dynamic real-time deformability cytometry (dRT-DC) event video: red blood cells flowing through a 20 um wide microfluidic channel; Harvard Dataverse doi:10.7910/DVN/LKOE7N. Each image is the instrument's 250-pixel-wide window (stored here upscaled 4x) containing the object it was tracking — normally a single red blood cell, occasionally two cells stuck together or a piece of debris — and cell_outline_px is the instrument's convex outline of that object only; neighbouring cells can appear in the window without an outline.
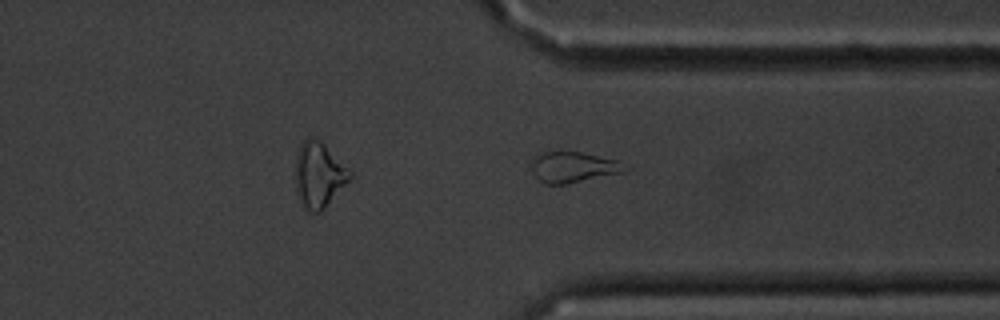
{"species": "common noctule bat (a hibernating species)", "species_latin": "Nyctalus noctula", "temperature_condition": "cold", "stored_images_in_passage": 16, "camera_frame_rate_fps": 3000, "um_per_image_px": 0.085, "animal": {"sex": "male", "body_mass_g": 20.1, "forearm_length_mm": 53.5}, "frame": {"image": 1, "passage_image": 12, "time_ms": 13.0, "image_size_px": [1000, 320], "cell_outline_px": [[632, 168], [620, 172], [568, 184], [544, 184], [536, 176], [528, 164], [528, 160], [532, 156], [540, 152], [580, 152], [616, 160]], "centroid_in_image_um": [48.63, 14.2], "position_along_channel_um": 362.8, "area_um2": 16.82}}
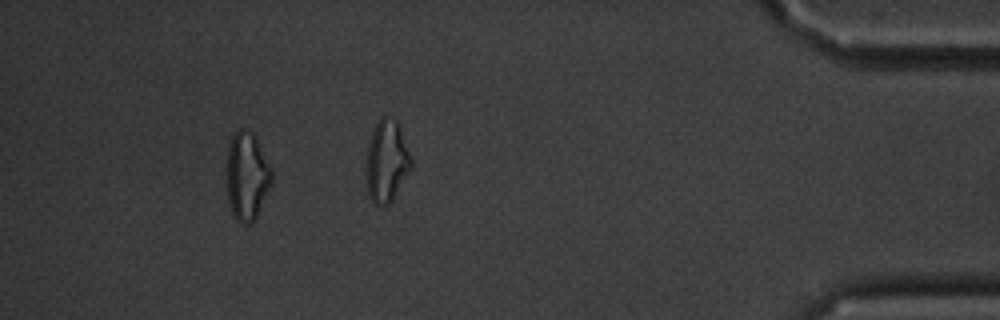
{"frame": {"image": 2, "passage_image": 14, "time_ms": 15.333, "image_size_px": [1000, 320], "cell_outline_px": [[272, 184], [256, 216], [248, 224], [244, 224], [236, 220], [232, 212], [228, 200], [228, 144], [232, 136], [240, 128], [244, 128], [252, 132], [256, 136], [272, 168]], "centroid_in_image_um": [21.02, 14.93], "position_along_channel_um": 414.2, "area_um2": 23.0}, "authors_computed_cell_mechanics": {"area_um2": 17.5423, "velocity_mm_per_s": 3.4664, "shape_relaxation_time_tau1_ms": null, "shape_relaxation_time_tau2_ms": 3.3252, "deformation_change_tau1": null, "deformation_change_tau2": 0.1105}}